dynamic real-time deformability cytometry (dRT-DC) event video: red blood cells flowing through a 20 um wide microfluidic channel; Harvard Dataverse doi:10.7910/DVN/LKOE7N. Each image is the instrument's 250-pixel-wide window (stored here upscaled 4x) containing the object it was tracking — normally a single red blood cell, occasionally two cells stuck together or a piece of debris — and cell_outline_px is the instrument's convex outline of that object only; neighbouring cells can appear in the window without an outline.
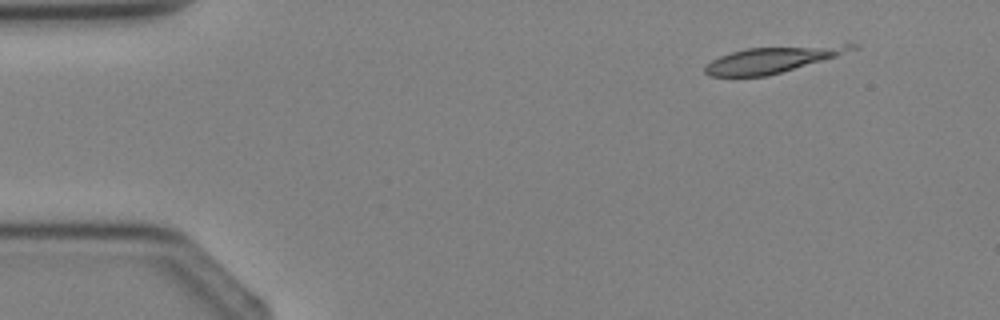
{"species": "Egyptian fruit bat (a non-hibernating species)", "species_latin": "Rousettus aegyptiacus", "temperature_condition": "cold", "stored_images_in_passage": 3, "camera_frame_rate_fps": 3000, "um_per_image_px": 0.085, "animal": {"sex": "female"}, "frame": {"image": 1, "passage_image": 1, "time_ms": 0.0, "image_size_px": [1000, 320], "cell_outline_px": [[860, 48], [836, 56], [768, 76], [708, 76], [704, 72], [704, 64], [720, 56], [732, 52], [748, 48], [844, 44], [860, 44]], "centroid_in_image_um": [65.65, 5.06], "position_along_channel_um": 19.4, "area_um2": 22.14}}
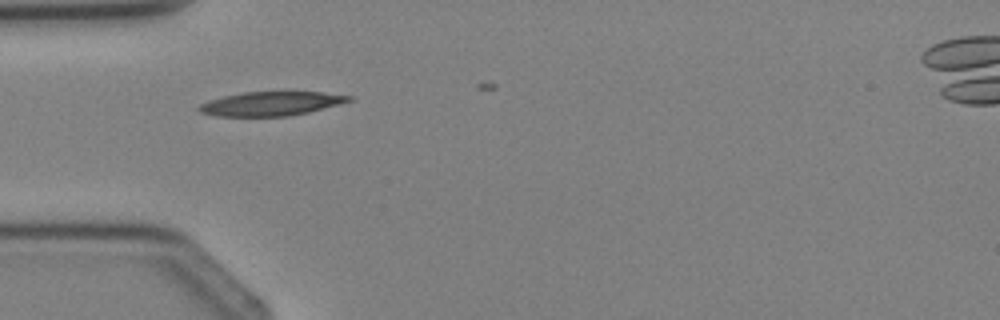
{"frame": {"image": 2, "passage_image": 3, "time_ms": 2.333, "image_size_px": [1000, 320], "cell_outline_px": [[352, 100], [340, 104], [308, 112], [288, 116], [216, 116], [200, 112], [196, 108], [200, 104], [224, 96], [244, 92], [320, 92], [352, 96]], "centroid_in_image_um": [23.03, 8.81], "position_along_channel_um": 62.0, "area_um2": 20.75}}